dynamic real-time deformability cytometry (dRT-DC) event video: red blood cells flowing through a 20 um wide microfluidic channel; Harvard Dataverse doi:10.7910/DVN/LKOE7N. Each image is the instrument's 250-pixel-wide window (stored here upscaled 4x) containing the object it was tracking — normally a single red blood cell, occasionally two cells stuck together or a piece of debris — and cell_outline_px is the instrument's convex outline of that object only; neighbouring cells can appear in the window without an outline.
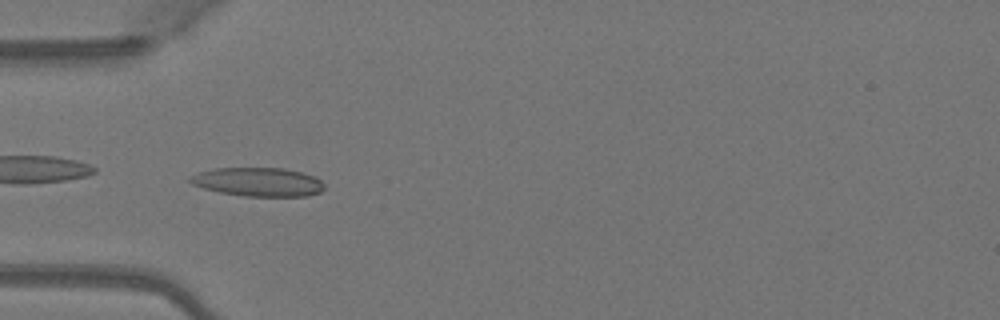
{"species": "Egyptian fruit bat (a non-hibernating species)", "species_latin": "Rousettus aegyptiacus", "temperature_condition": "warm", "stored_images_in_passage": 49, "camera_frame_rate_fps": 3000, "um_per_image_px": 0.085, "animal": {"sex": "female"}, "frame": {"image": 1, "passage_image": 15, "time_ms": 4.667, "image_size_px": [1000, 320], "cell_outline_px": [[324, 188], [320, 192], [308, 196], [244, 196], [220, 192], [204, 188], [192, 184], [188, 180], [188, 176], [200, 172], [216, 168], [284, 168], [300, 172], [312, 176], [320, 180], [324, 184]], "centroid_in_image_um": [21.93, 15.46], "position_along_channel_um": 63.1, "area_um2": 22.37}}
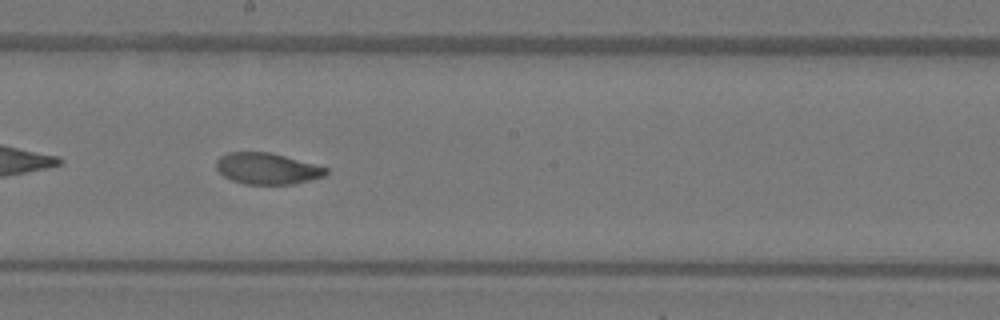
{"frame": {"image": 2, "passage_image": 27, "time_ms": 8.667, "image_size_px": [1000, 320], "cell_outline_px": [[328, 172], [324, 176], [292, 184], [244, 184], [232, 180], [224, 176], [216, 168], [216, 160], [220, 156], [228, 152], [268, 152], [284, 156], [328, 168]], "centroid_in_image_um": [22.67, 14.33], "position_along_channel_um": 225.5, "area_um2": 19.77}}
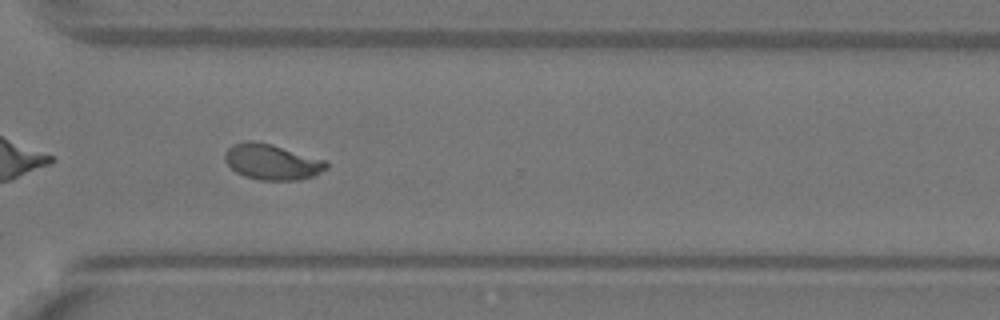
{"frame": {"image": 3, "passage_image": 36, "time_ms": 11.667, "image_size_px": [1000, 320], "cell_outline_px": [[328, 168], [316, 176], [300, 180], [260, 180], [244, 176], [236, 172], [224, 160], [224, 152], [232, 144], [244, 140], [256, 140], [272, 144], [328, 160]], "centroid_in_image_um": [23.15, 13.75], "position_along_channel_um": 347.5, "area_um2": 21.62}, "authors_computed_cell_mechanics": {"area_um2": 21.2126, "velocity_mm_per_s": 4.0796, "shape_relaxation_time_tau1_ms": 7.52, "shape_relaxation_time_tau2_ms": 1.2127, "deformation_change_tau1": 0.2268, "deformation_change_tau2": 0.0575}}